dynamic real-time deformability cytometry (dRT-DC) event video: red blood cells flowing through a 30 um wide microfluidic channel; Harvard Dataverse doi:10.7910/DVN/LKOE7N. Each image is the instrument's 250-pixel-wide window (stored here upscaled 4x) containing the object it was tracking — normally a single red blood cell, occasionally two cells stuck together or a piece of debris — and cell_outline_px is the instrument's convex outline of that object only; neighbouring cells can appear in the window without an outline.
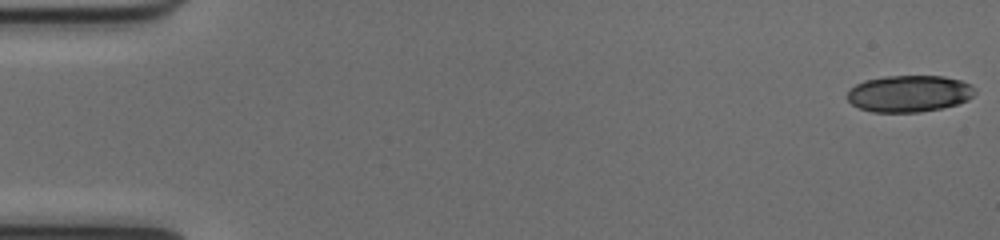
{"species": "common noctule bat (a hibernating species)", "species_latin": "Nyctalus noctula", "temperature_condition": "cold", "stored_images_in_passage": 18, "camera_frame_rate_fps": 3000, "um_per_image_px": 0.085, "animal": {"sex": "female", "body_mass_g": 17.0, "forearm_length_mm": 48.0}, "frame": {"image": 1, "passage_image": 1, "time_ms": 0.0, "image_size_px": [1000, 240], "cell_outline_px": [[976, 92], [968, 100], [956, 104], [940, 108], [920, 112], [872, 112], [860, 108], [852, 104], [848, 100], [848, 92], [856, 84], [864, 80], [884, 76], [944, 76], [960, 80], [968, 84]], "centroid_in_image_um": [77.26, 7.95], "position_along_channel_um": 7.7, "area_um2": 27.11}}
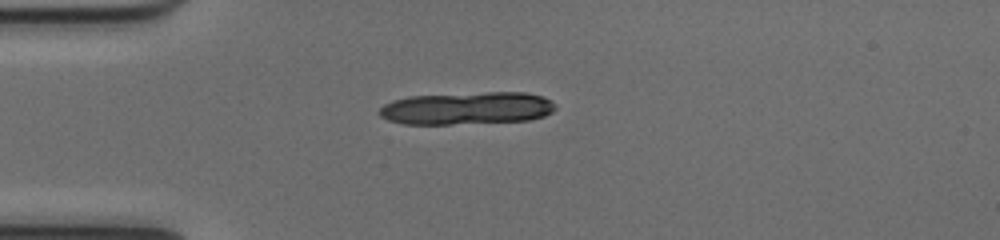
{"frame": {"image": 2, "passage_image": 14, "time_ms": 4.333, "image_size_px": [1000, 240], "cell_outline_px": [[556, 108], [552, 112], [544, 116], [528, 120], [452, 124], [404, 124], [388, 120], [380, 116], [376, 112], [384, 104], [392, 100], [408, 96], [484, 92], [524, 92], [544, 96], [552, 100], [556, 104]], "centroid_in_image_um": [39.69, 9.19], "position_along_channel_um": 45.3, "area_um2": 33.76}}